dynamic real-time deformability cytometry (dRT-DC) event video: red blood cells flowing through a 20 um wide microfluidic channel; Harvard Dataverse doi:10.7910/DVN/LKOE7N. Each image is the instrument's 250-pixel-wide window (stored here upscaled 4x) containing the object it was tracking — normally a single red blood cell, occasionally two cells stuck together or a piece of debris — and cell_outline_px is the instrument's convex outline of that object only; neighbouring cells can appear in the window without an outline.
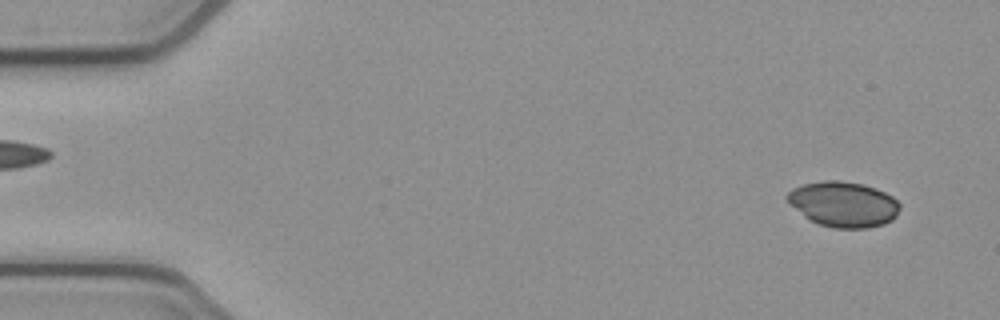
{"species": "common noctule bat (a hibernating species)", "species_latin": "Nyctalus noctula", "temperature_condition": "cold", "stored_images_in_passage": 52, "camera_frame_rate_fps": 3000, "um_per_image_px": 0.085, "animal": {"sex": "female", "body_mass_g": 21.9}, "frame": {"image": 1, "passage_image": 3, "time_ms": 0.667, "image_size_px": [1000, 320], "cell_outline_px": [[900, 208], [896, 216], [892, 220], [884, 224], [868, 228], [832, 228], [820, 224], [804, 216], [788, 204], [784, 196], [792, 188], [804, 184], [824, 180], [836, 180], [864, 184], [876, 188], [892, 196], [900, 204]], "centroid_in_image_um": [71.68, 17.35], "position_along_channel_um": 13.3, "area_um2": 29.94}}
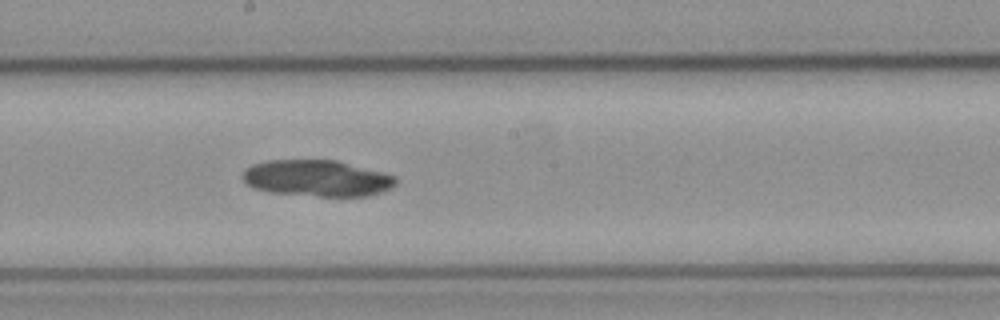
{"frame": {"image": 2, "passage_image": 28, "time_ms": 9.0, "image_size_px": [1000, 320], "cell_outline_px": [[396, 184], [380, 192], [368, 196], [320, 196], [268, 192], [256, 188], [248, 184], [240, 176], [252, 164], [268, 160], [336, 160], [384, 172], [396, 176]], "centroid_in_image_um": [26.95, 15.14], "position_along_channel_um": 221.2, "area_um2": 32.31}}
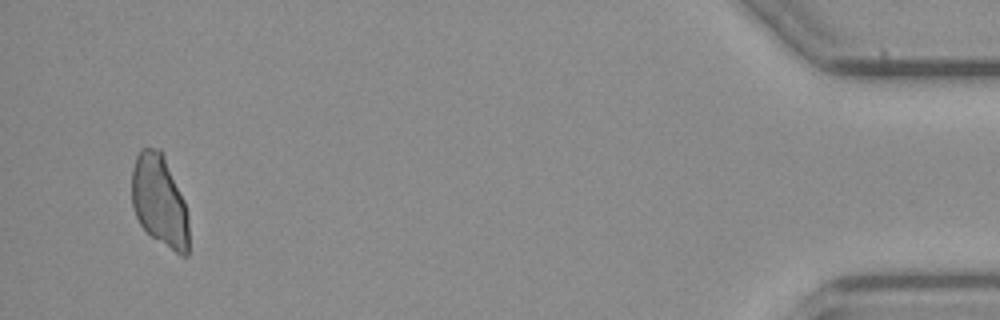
{"frame": {"image": 3, "passage_image": 50, "time_ms": 16.333, "image_size_px": [1000, 320], "cell_outline_px": [[188, 256], [180, 256], [152, 236], [140, 224], [132, 208], [132, 168], [136, 156], [140, 148], [160, 148], [164, 156], [184, 200], [188, 212]], "centroid_in_image_um": [13.56, 17.07], "position_along_channel_um": 421.6, "area_um2": 30.46}}